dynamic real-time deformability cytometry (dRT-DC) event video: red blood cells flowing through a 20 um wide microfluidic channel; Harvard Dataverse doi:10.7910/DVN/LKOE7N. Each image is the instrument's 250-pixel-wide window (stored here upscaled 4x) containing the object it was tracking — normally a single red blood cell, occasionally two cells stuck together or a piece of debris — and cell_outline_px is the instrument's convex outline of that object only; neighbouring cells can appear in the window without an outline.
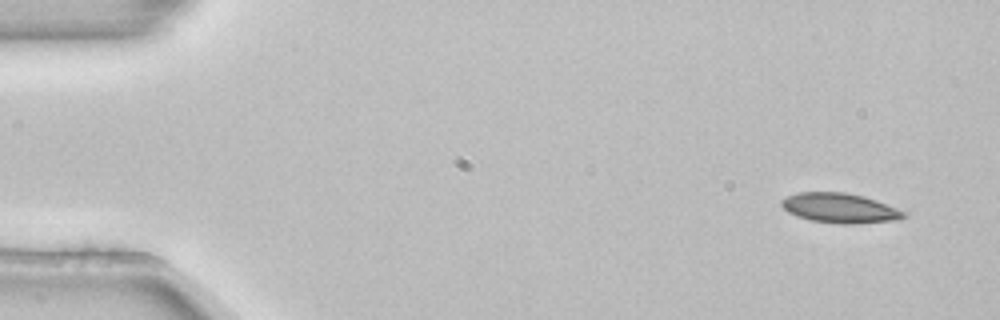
{"species": "common noctule bat (a hibernating species)", "species_latin": "Nyctalus noctula", "temperature_condition": "room temperature", "stored_images_in_passage": 5, "camera_frame_rate_fps": 3000, "um_per_image_px": 0.085, "animal": {"sex": "female", "body_mass_g": 22.7, "forearm_length_mm": 54.2}, "frame": {"image": 1, "passage_image": 1, "time_ms": 0.0, "image_size_px": [1000, 320], "cell_outline_px": [[908, 216], [900, 220], [856, 224], [840, 224], [808, 220], [796, 216], [788, 212], [780, 204], [780, 200], [788, 196], [800, 192], [844, 192], [864, 196], [876, 200], [908, 212]], "centroid_in_image_um": [71.43, 17.7], "position_along_channel_um": 13.6, "area_um2": 21.56}}